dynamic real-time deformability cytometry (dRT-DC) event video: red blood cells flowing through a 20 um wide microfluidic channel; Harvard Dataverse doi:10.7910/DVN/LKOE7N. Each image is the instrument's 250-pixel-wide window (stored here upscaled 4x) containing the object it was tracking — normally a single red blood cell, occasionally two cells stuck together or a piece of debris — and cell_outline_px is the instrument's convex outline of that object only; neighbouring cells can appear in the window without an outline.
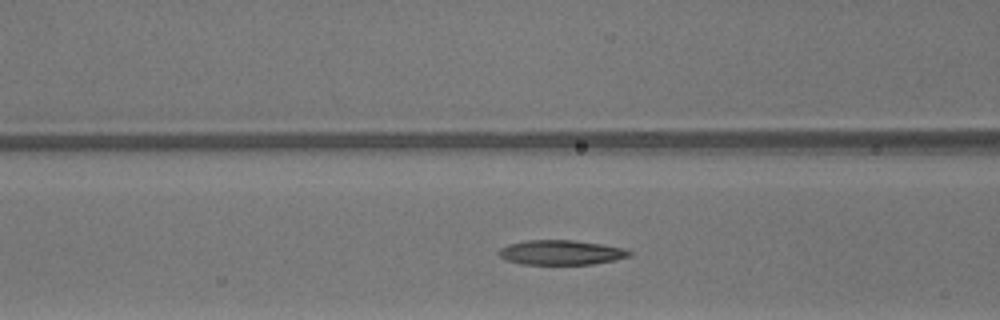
{"species": "common noctule bat (a hibernating species)", "species_latin": "Nyctalus noctula", "temperature_condition": "warm", "stored_images_in_passage": 39, "camera_frame_rate_fps": 3000, "um_per_image_px": 0.085, "animal": {"sex": "male", "body_mass_g": 13.3}, "frame": {"image": 1, "passage_image": 19, "time_ms": 6.0, "image_size_px": [1000, 320], "cell_outline_px": [[632, 256], [616, 260], [592, 264], [520, 264], [508, 260], [500, 256], [496, 252], [500, 248], [508, 244], [528, 240], [572, 240], [604, 244], [624, 248], [632, 252]], "centroid_in_image_um": [47.72, 21.46], "position_along_channel_um": 118.9, "area_um2": 18.9}}
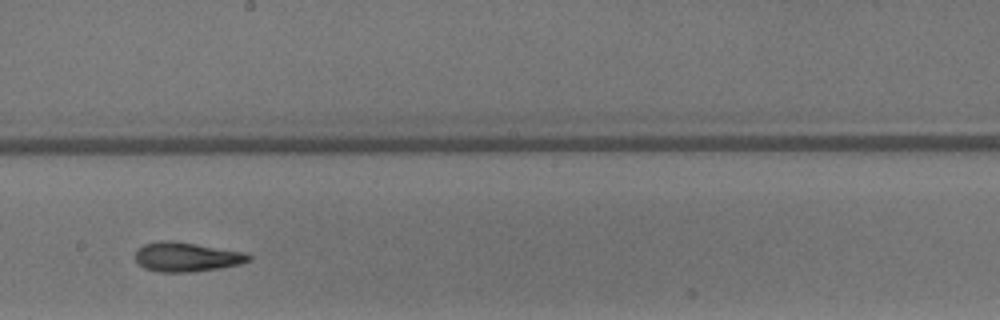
{"frame": {"image": 2, "passage_image": 27, "time_ms": 8.667, "image_size_px": [1000, 320], "cell_outline_px": [[252, 260], [240, 264], [220, 268], [196, 272], [156, 272], [144, 268], [136, 260], [136, 248], [144, 244], [160, 240], [172, 240], [244, 252], [252, 256]], "centroid_in_image_um": [15.85, 21.84], "position_along_channel_um": 232.3, "area_um2": 19.59}}
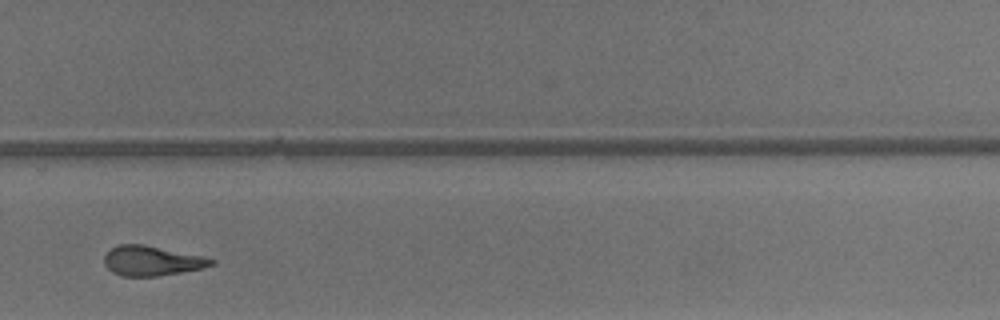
{"frame": {"image": 3, "passage_image": 33, "time_ms": 10.667, "image_size_px": [1000, 320], "cell_outline_px": [[216, 264], [204, 268], [156, 276], [124, 276], [112, 272], [104, 264], [104, 256], [112, 248], [120, 244], [144, 244], [204, 256], [216, 260]], "centroid_in_image_um": [12.94, 22.16], "position_along_channel_um": 316.9, "area_um2": 18.61}, "authors_computed_cell_mechanics": {"area_um2": 19.4208, "velocity_mm_per_s": 4.2531, "shape_relaxation_time_tau1_ms": 7.249, "shape_relaxation_time_tau2_ms": 3.1364, "deformation_change_tau1": 0.2196, "deformation_change_tau2": 0.1373}}